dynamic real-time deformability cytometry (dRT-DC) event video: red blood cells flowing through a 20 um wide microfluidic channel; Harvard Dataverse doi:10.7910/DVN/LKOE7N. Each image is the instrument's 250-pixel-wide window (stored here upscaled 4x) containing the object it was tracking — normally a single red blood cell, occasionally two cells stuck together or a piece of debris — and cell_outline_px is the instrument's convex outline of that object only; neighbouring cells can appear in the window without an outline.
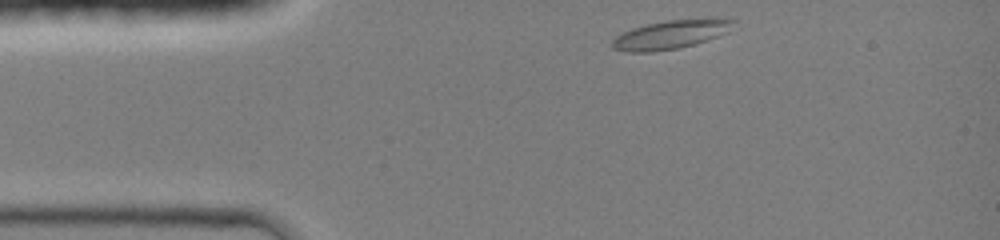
{"species": "common noctule bat (a hibernating species)", "species_latin": "Nyctalus noctula", "temperature_condition": "room temperature", "stored_images_in_passage": 33, "camera_frame_rate_fps": 3000, "um_per_image_px": 0.085, "animal": {"sex": "female", "body_mass_g": 19.0, "forearm_length_mm": 51.5}, "frame": {"image": 1, "passage_image": 1, "time_ms": 0.0, "image_size_px": [1000, 240], "cell_outline_px": [[736, 20], [728, 32], [680, 48], [652, 52], [624, 52], [612, 48], [612, 40], [616, 36], [632, 28], [648, 24], [668, 20], [708, 16]], "centroid_in_image_um": [57.03, 2.91], "position_along_channel_um": 28.0, "area_um2": 20.52}}
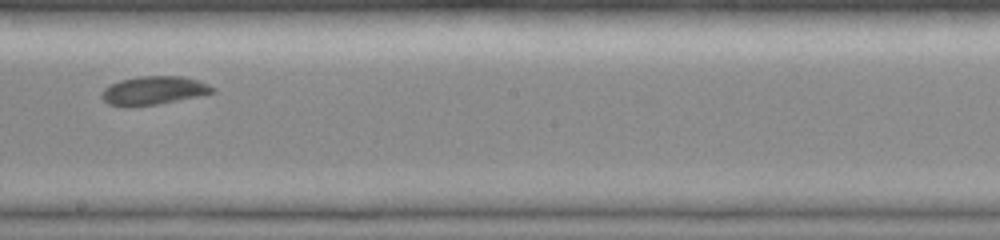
{"frame": {"image": 2, "passage_image": 19, "time_ms": 6.0, "image_size_px": [1000, 240], "cell_outline_px": [[216, 92], [156, 104], [128, 108], [124, 108], [108, 104], [100, 96], [104, 88], [120, 80], [140, 76], [184, 76], [208, 84], [216, 88]], "centroid_in_image_um": [13.02, 7.7], "position_along_channel_um": 235.2, "area_um2": 18.44}}
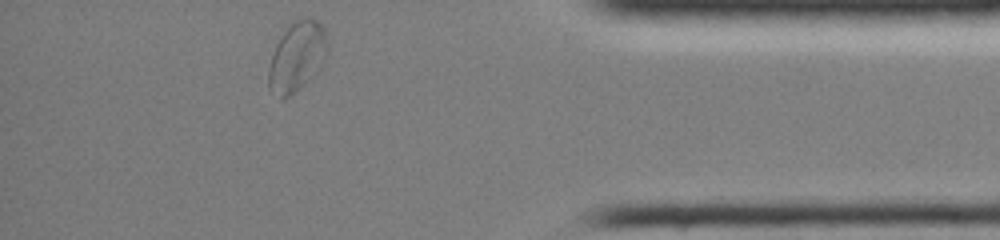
{"frame": {"image": 3, "passage_image": 33, "time_ms": 10.667, "image_size_px": [1000, 240], "cell_outline_px": [[328, 56], [320, 68], [300, 88], [288, 96], [280, 100], [268, 88], [268, 68], [276, 44], [280, 36], [288, 24], [304, 16], [312, 16], [324, 28], [328, 44]], "centroid_in_image_um": [25.25, 4.78], "position_along_channel_um": 409.9, "area_um2": 24.33}, "authors_computed_cell_mechanics": {"area_um2": 18.9006, "velocity_mm_per_s": 4.1932, "shape_relaxation_time_tau1_ms": 2.4983, "shape_relaxation_time_tau2_ms": 2.7988, "deformation_change_tau1": 0.0925, "deformation_change_tau2": 0.0625}}